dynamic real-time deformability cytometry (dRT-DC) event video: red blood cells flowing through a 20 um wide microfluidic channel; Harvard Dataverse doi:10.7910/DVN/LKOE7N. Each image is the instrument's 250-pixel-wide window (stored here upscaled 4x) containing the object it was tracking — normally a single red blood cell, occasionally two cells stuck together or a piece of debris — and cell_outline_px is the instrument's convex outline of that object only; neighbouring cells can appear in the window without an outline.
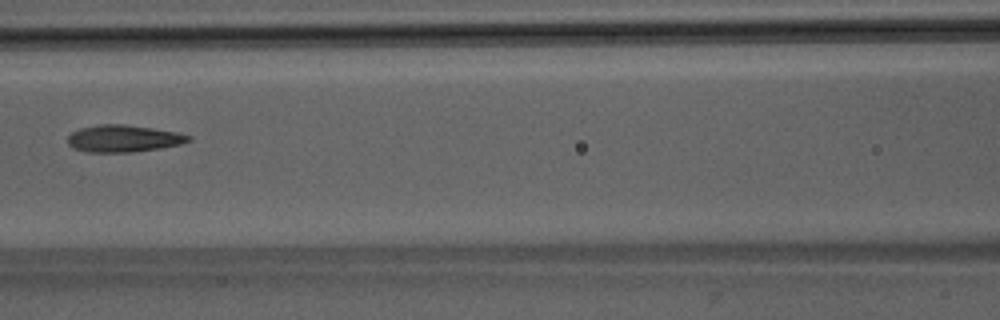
{"species": "Egyptian fruit bat (a non-hibernating species)", "species_latin": "Rousettus aegyptiacus", "temperature_condition": "room temperature", "stored_images_in_passage": 7, "camera_frame_rate_fps": 3000, "um_per_image_px": 0.085, "animal": {"sex": "male"}, "frame": {"image": 1, "passage_image": 7, "time_ms": 6.667, "image_size_px": [1000, 320], "cell_outline_px": [[192, 140], [180, 144], [160, 148], [132, 152], [88, 152], [72, 148], [68, 144], [68, 136], [72, 132], [80, 128], [100, 124], [124, 124], [152, 128], [176, 132], [192, 136]], "centroid_in_image_um": [10.48, 11.77], "position_along_channel_um": 156.1, "area_um2": 19.02}}